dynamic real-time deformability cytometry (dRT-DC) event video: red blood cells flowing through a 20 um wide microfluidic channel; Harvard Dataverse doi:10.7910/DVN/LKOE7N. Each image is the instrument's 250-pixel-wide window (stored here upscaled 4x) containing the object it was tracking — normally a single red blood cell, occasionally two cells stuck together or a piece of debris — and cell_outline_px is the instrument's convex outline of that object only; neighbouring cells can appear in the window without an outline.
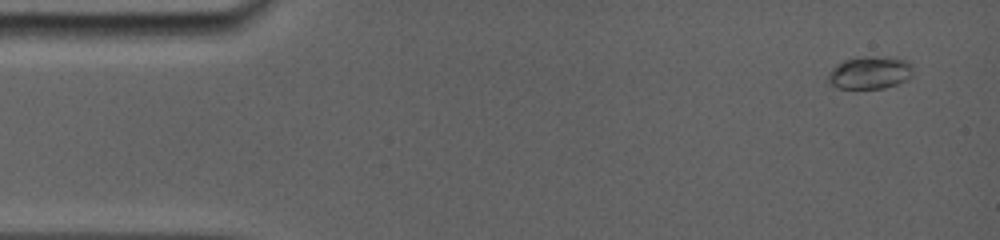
{"species": "common noctule bat (a hibernating species)", "species_latin": "Nyctalus noctula", "temperature_condition": "room temperature", "stored_images_in_passage": 4, "camera_frame_rate_fps": 5000, "um_per_image_px": 0.085, "animal": {"sex": "female", "body_mass_g": 19.0, "forearm_length_mm": 56.7}, "frame": {"image": 1, "passage_image": 1, "time_ms": 0.0, "image_size_px": [1000, 240], "cell_outline_px": [[912, 76], [896, 84], [884, 88], [836, 88], [828, 80], [828, 72], [836, 64], [844, 60], [856, 56], [896, 56], [912, 64]], "centroid_in_image_um": [73.93, 6.14], "position_along_channel_um": 11.1, "area_um2": 16.42}}